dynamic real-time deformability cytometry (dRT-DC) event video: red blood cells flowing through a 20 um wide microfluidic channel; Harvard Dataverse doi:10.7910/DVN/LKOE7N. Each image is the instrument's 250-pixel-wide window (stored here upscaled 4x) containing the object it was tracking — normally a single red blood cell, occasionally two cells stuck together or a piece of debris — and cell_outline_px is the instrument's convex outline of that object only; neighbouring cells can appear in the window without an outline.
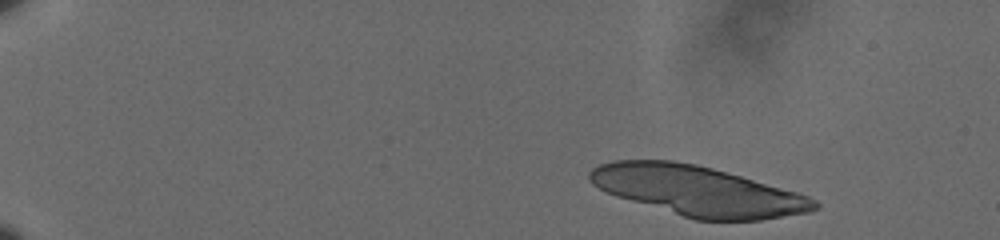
{"species": "human", "species_latin": "Homo sapiens", "temperature_condition": "cold", "stored_images_in_passage": 16, "camera_frame_rate_fps": 3000, "um_per_image_px": 0.085, "donor": {"sex": "male"}, "frame": {"image": 1, "passage_image": 1, "time_ms": 0.0, "image_size_px": [1000, 240], "cell_outline_px": [[820, 204], [816, 208], [808, 212], [760, 220], [696, 220], [616, 196], [592, 184], [588, 180], [588, 172], [592, 168], [600, 164], [612, 160], [672, 160], [696, 164], [712, 168], [796, 192], [808, 196], [816, 200]], "centroid_in_image_um": [59.27, 16.21], "position_along_channel_um": 25.7, "area_um2": 64.62}}